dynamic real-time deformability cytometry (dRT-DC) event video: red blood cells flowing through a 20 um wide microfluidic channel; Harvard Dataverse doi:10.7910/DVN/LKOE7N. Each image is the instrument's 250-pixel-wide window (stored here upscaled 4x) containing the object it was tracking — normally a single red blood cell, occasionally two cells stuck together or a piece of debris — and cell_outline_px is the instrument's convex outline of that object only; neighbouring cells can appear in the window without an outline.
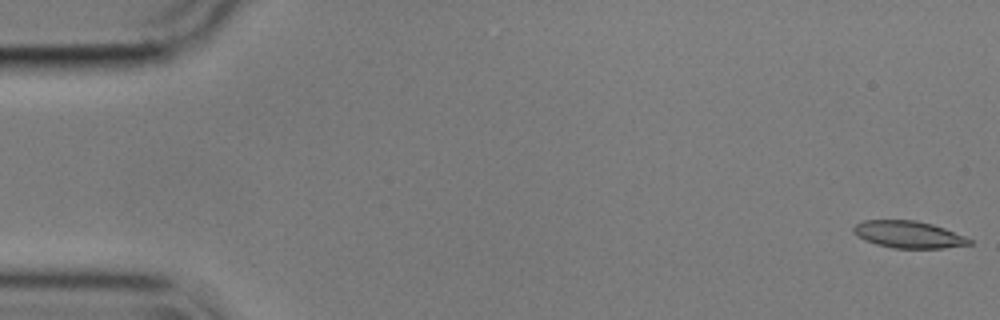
{"species": "common noctule bat (a hibernating species)", "species_latin": "Nyctalus noctula", "temperature_condition": "cold", "stored_images_in_passage": 56, "camera_frame_rate_fps": 3000, "um_per_image_px": 0.085, "animal": {"sex": "male", "body_mass_g": 17.9}, "frame": {"image": 1, "passage_image": 1, "time_ms": 0.0, "image_size_px": [1000, 320], "cell_outline_px": [[972, 244], [944, 248], [892, 248], [876, 244], [864, 240], [856, 236], [852, 232], [852, 228], [856, 224], [864, 220], [916, 220], [932, 224], [944, 228], [964, 236], [972, 240]], "centroid_in_image_um": [77.19, 19.93], "position_along_channel_um": 7.8, "area_um2": 18.32}}
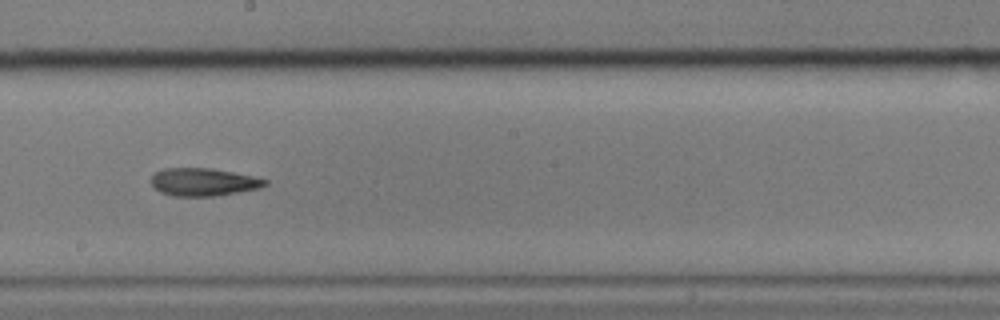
{"frame": {"image": 2, "passage_image": 31, "time_ms": 10.0, "image_size_px": [1000, 320], "cell_outline_px": [[268, 184], [260, 188], [216, 196], [172, 196], [160, 192], [152, 184], [152, 176], [156, 172], [164, 168], [212, 168], [252, 176], [268, 180]], "centroid_in_image_um": [17.3, 15.47], "position_along_channel_um": 230.9, "area_um2": 18.38}}
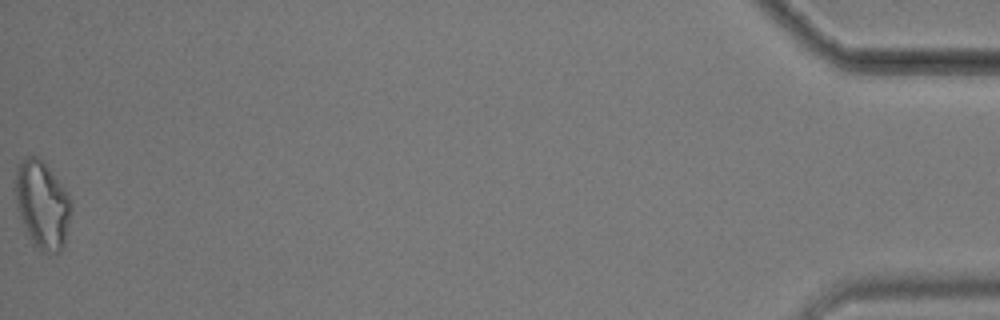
{"frame": {"image": 3, "passage_image": 56, "time_ms": 18.333, "image_size_px": [1000, 320], "cell_outline_px": [[72, 208], [64, 244], [60, 252], [40, 252], [32, 244], [20, 216], [16, 204], [16, 164], [28, 156], [36, 156], [48, 168], [68, 192], [72, 200]], "centroid_in_image_um": [3.6, 17.42], "position_along_channel_um": 431.6, "area_um2": 28.38}, "authors_computed_cell_mechanics": {"area_um2": 19.0162, "velocity_mm_per_s": 3.5724, "shape_relaxation_time_tau1_ms": null, "shape_relaxation_time_tau2_ms": 3.8628, "deformation_change_tau1": null, "deformation_change_tau2": 0.119}}